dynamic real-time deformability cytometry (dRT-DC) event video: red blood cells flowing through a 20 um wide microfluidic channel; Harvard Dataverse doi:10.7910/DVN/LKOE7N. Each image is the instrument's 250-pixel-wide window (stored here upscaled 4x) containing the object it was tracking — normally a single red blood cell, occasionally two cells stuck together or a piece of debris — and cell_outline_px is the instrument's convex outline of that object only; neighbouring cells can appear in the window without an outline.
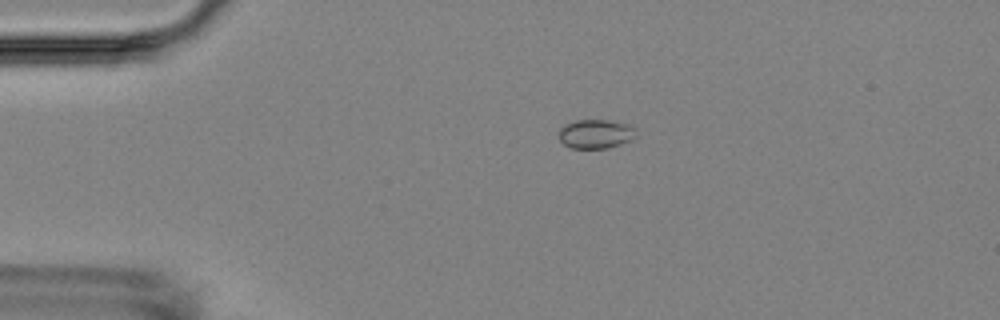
{"species": "Egyptian fruit bat (a non-hibernating species)", "species_latin": "Rousettus aegyptiacus", "temperature_condition": "room temperature", "stored_images_in_passage": 4, "camera_frame_rate_fps": 3000, "um_per_image_px": 0.085, "animal": {"sex": "female"}, "frame": {"image": 1, "passage_image": 1, "time_ms": 0.0, "image_size_px": [1000, 320], "cell_outline_px": [[636, 136], [620, 144], [608, 148], [572, 148], [564, 144], [560, 140], [560, 128], [564, 124], [576, 120], [616, 120], [628, 124], [636, 128]], "centroid_in_image_um": [50.65, 11.36], "position_along_channel_um": 34.3, "area_um2": 13.12}}
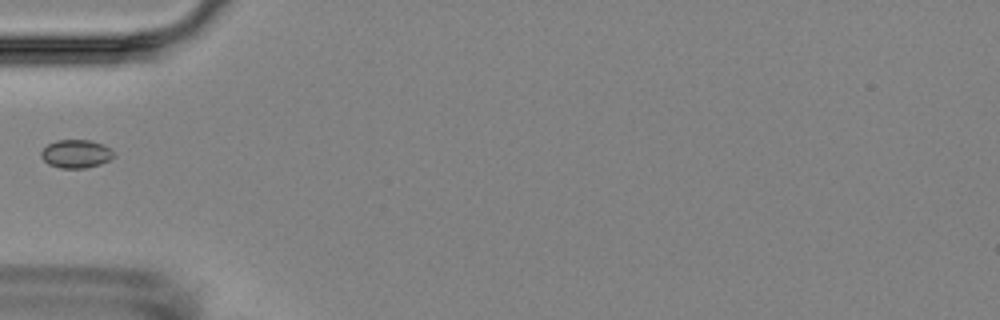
{"frame": {"image": 2, "passage_image": 3, "time_ms": 2.333, "image_size_px": [1000, 320], "cell_outline_px": [[116, 156], [100, 164], [84, 168], [60, 168], [48, 164], [40, 156], [40, 152], [48, 144], [56, 140], [88, 140], [104, 144], [116, 152]], "centroid_in_image_um": [6.48, 13.07], "position_along_channel_um": 78.5, "area_um2": 12.08}}